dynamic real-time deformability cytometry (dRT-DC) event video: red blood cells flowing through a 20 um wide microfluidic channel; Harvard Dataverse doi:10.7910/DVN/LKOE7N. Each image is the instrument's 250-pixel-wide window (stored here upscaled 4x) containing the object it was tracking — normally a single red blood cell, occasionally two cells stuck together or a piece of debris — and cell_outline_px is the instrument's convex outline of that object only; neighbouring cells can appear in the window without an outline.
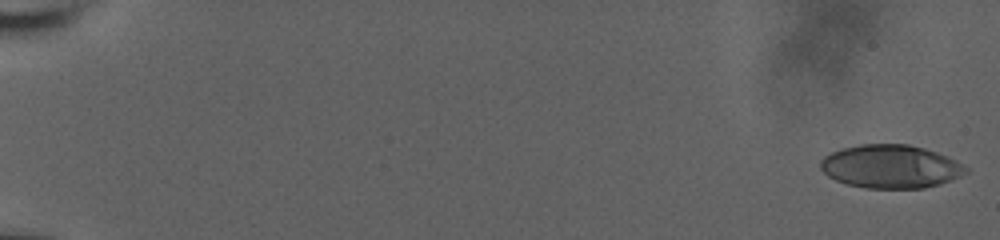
{"species": "human", "species_latin": "Homo sapiens", "temperature_condition": "room temperature", "stored_images_in_passage": 58, "camera_frame_rate_fps": 3000, "um_per_image_px": 0.085, "donor": {"sex": "male"}, "frame": {"image": 1, "passage_image": 1, "time_ms": 0.0, "image_size_px": [1000, 240], "cell_outline_px": [[968, 172], [952, 180], [940, 184], [924, 188], [864, 188], [848, 184], [836, 180], [828, 176], [820, 168], [820, 160], [824, 156], [832, 152], [844, 148], [860, 144], [908, 144], [924, 148], [948, 156], [968, 168]], "centroid_in_image_um": [75.71, 14.15], "position_along_channel_um": 9.3, "area_um2": 36.7}}
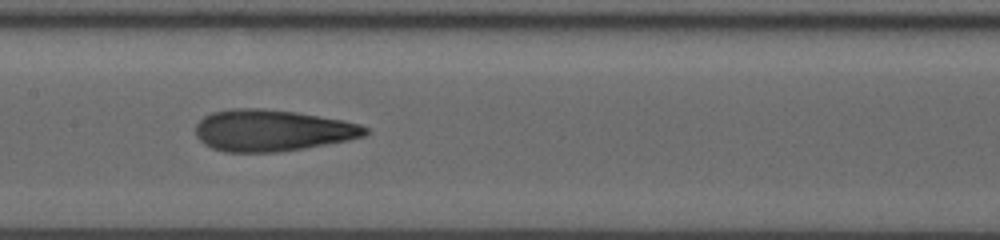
{"frame": {"image": 2, "passage_image": 32, "time_ms": 10.333, "image_size_px": [1000, 240], "cell_outline_px": [[368, 132], [364, 136], [348, 140], [304, 148], [276, 152], [224, 152], [212, 148], [204, 144], [196, 136], [196, 124], [204, 116], [212, 112], [232, 108], [260, 108], [296, 112], [340, 120], [360, 124], [368, 128]], "centroid_in_image_um": [23.1, 11.09], "position_along_channel_um": 184.3, "area_um2": 40.92}}
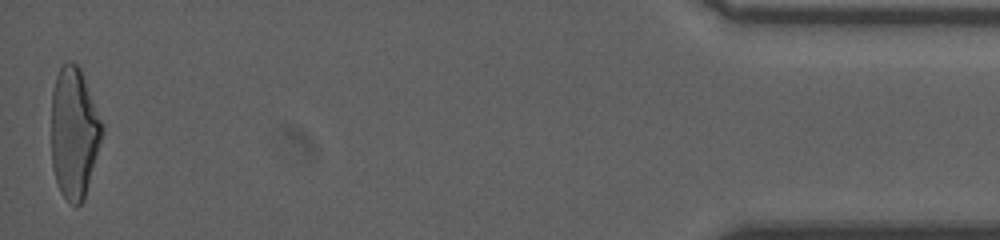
{"frame": {"image": 3, "passage_image": 58, "time_ms": 19.0, "image_size_px": [1000, 240], "cell_outline_px": [[104, 132], [84, 200], [76, 208], [60, 192], [56, 184], [52, 168], [52, 92], [56, 76], [60, 68], [68, 60], [76, 64], [80, 68], [104, 124]], "centroid_in_image_um": [6.31, 11.32], "position_along_channel_um": 428.9, "area_um2": 39.07}, "authors_computed_cell_mechanics": {"area_um2": 38.8127, "velocity_mm_per_s": 3.7651, "shape_relaxation_time_tau1_ms": 9.1232, "shape_relaxation_time_tau2_ms": 1.3958, "deformation_change_tau1": 0.2927, "deformation_change_tau2": 0.1088}}